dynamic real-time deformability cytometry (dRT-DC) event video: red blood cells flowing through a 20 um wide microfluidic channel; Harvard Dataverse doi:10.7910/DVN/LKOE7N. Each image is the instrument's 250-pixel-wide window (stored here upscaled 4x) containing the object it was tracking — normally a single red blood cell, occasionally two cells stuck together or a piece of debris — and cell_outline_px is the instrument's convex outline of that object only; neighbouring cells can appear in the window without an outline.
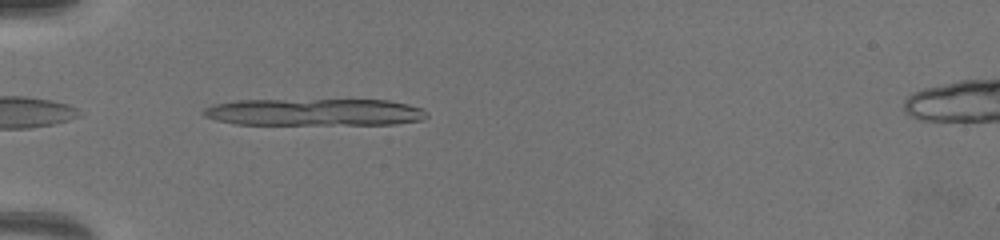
{"species": "common noctule bat (a hibernating species)", "species_latin": "Nyctalus noctula", "temperature_condition": "warm", "stored_images_in_passage": 5, "camera_frame_rate_fps": 3000, "um_per_image_px": 0.085, "animal": {"sex": "female", "body_mass_g": 19.5, "forearm_length_mm": 54.1}, "frame": {"image": 1, "passage_image": 1, "time_ms": 0.0, "image_size_px": [1000, 240], "cell_outline_px": [[428, 116], [424, 120], [396, 124], [236, 124], [216, 120], [204, 116], [200, 112], [204, 108], [216, 104], [236, 100], [388, 100], [408, 104], [420, 108]], "centroid_in_image_um": [26.72, 9.53], "position_along_channel_um": 58.3, "area_um2": 35.26}}